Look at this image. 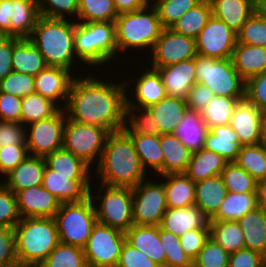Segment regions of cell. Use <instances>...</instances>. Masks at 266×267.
Returning a JSON list of instances; mask_svg holds the SVG:
<instances>
[{
  "instance_id": "6da1fadb",
  "label": "cell",
  "mask_w": 266,
  "mask_h": 267,
  "mask_svg": "<svg viewBox=\"0 0 266 267\" xmlns=\"http://www.w3.org/2000/svg\"><path fill=\"white\" fill-rule=\"evenodd\" d=\"M92 75L73 80L64 108L67 117L110 132L123 130L127 94L124 81L108 82Z\"/></svg>"
},
{
  "instance_id": "7a4b0ae2",
  "label": "cell",
  "mask_w": 266,
  "mask_h": 267,
  "mask_svg": "<svg viewBox=\"0 0 266 267\" xmlns=\"http://www.w3.org/2000/svg\"><path fill=\"white\" fill-rule=\"evenodd\" d=\"M95 172L107 186L133 188L147 179L133 141L124 130L109 134Z\"/></svg>"
},
{
  "instance_id": "3957f363",
  "label": "cell",
  "mask_w": 266,
  "mask_h": 267,
  "mask_svg": "<svg viewBox=\"0 0 266 267\" xmlns=\"http://www.w3.org/2000/svg\"><path fill=\"white\" fill-rule=\"evenodd\" d=\"M68 20L40 16L28 39L43 55L47 66L73 71L77 59L74 51L76 20Z\"/></svg>"
},
{
  "instance_id": "277c9868",
  "label": "cell",
  "mask_w": 266,
  "mask_h": 267,
  "mask_svg": "<svg viewBox=\"0 0 266 267\" xmlns=\"http://www.w3.org/2000/svg\"><path fill=\"white\" fill-rule=\"evenodd\" d=\"M14 233L19 267L39 266L60 242L54 218H21Z\"/></svg>"
},
{
  "instance_id": "5b68a950",
  "label": "cell",
  "mask_w": 266,
  "mask_h": 267,
  "mask_svg": "<svg viewBox=\"0 0 266 267\" xmlns=\"http://www.w3.org/2000/svg\"><path fill=\"white\" fill-rule=\"evenodd\" d=\"M74 51L77 60L88 67L111 64L118 57L115 23L76 21Z\"/></svg>"
},
{
  "instance_id": "8992f818",
  "label": "cell",
  "mask_w": 266,
  "mask_h": 267,
  "mask_svg": "<svg viewBox=\"0 0 266 267\" xmlns=\"http://www.w3.org/2000/svg\"><path fill=\"white\" fill-rule=\"evenodd\" d=\"M116 43L119 53L132 49L152 51L162 30L158 12L153 4L147 7L121 13L115 19Z\"/></svg>"
},
{
  "instance_id": "52a82bcc",
  "label": "cell",
  "mask_w": 266,
  "mask_h": 267,
  "mask_svg": "<svg viewBox=\"0 0 266 267\" xmlns=\"http://www.w3.org/2000/svg\"><path fill=\"white\" fill-rule=\"evenodd\" d=\"M54 220L61 243L84 248L97 223L94 201L89 195L79 202L61 203Z\"/></svg>"
},
{
  "instance_id": "ba28073f",
  "label": "cell",
  "mask_w": 266,
  "mask_h": 267,
  "mask_svg": "<svg viewBox=\"0 0 266 267\" xmlns=\"http://www.w3.org/2000/svg\"><path fill=\"white\" fill-rule=\"evenodd\" d=\"M196 80L215 96L245 98L246 81L234 68L231 58L196 56Z\"/></svg>"
},
{
  "instance_id": "9c48e42d",
  "label": "cell",
  "mask_w": 266,
  "mask_h": 267,
  "mask_svg": "<svg viewBox=\"0 0 266 267\" xmlns=\"http://www.w3.org/2000/svg\"><path fill=\"white\" fill-rule=\"evenodd\" d=\"M100 191H103V193ZM97 192L100 195L93 196L89 192L91 199L94 201L97 222L126 232L133 225L132 188L107 186L100 183ZM97 199L100 205L96 203Z\"/></svg>"
},
{
  "instance_id": "30bf717a",
  "label": "cell",
  "mask_w": 266,
  "mask_h": 267,
  "mask_svg": "<svg viewBox=\"0 0 266 267\" xmlns=\"http://www.w3.org/2000/svg\"><path fill=\"white\" fill-rule=\"evenodd\" d=\"M110 133L106 128L76 122L66 117L63 149L72 152L90 167L97 158L95 163L98 165Z\"/></svg>"
},
{
  "instance_id": "8fae6325",
  "label": "cell",
  "mask_w": 266,
  "mask_h": 267,
  "mask_svg": "<svg viewBox=\"0 0 266 267\" xmlns=\"http://www.w3.org/2000/svg\"><path fill=\"white\" fill-rule=\"evenodd\" d=\"M125 241V232L97 222L83 248L88 267H116Z\"/></svg>"
},
{
  "instance_id": "7c38bea8",
  "label": "cell",
  "mask_w": 266,
  "mask_h": 267,
  "mask_svg": "<svg viewBox=\"0 0 266 267\" xmlns=\"http://www.w3.org/2000/svg\"><path fill=\"white\" fill-rule=\"evenodd\" d=\"M154 181L145 179L132 188L135 225L159 226L168 208L163 182Z\"/></svg>"
},
{
  "instance_id": "4fadbf2b",
  "label": "cell",
  "mask_w": 266,
  "mask_h": 267,
  "mask_svg": "<svg viewBox=\"0 0 266 267\" xmlns=\"http://www.w3.org/2000/svg\"><path fill=\"white\" fill-rule=\"evenodd\" d=\"M66 117V111L61 109L48 119L39 120L26 126L25 138L29 155L45 157L63 148Z\"/></svg>"
},
{
  "instance_id": "5bb4252c",
  "label": "cell",
  "mask_w": 266,
  "mask_h": 267,
  "mask_svg": "<svg viewBox=\"0 0 266 267\" xmlns=\"http://www.w3.org/2000/svg\"><path fill=\"white\" fill-rule=\"evenodd\" d=\"M40 17L38 5L28 0H0V36L29 38Z\"/></svg>"
},
{
  "instance_id": "9a60e30c",
  "label": "cell",
  "mask_w": 266,
  "mask_h": 267,
  "mask_svg": "<svg viewBox=\"0 0 266 267\" xmlns=\"http://www.w3.org/2000/svg\"><path fill=\"white\" fill-rule=\"evenodd\" d=\"M197 55L225 59L231 58L237 44V33L213 15L195 38Z\"/></svg>"
},
{
  "instance_id": "2e32d148",
  "label": "cell",
  "mask_w": 266,
  "mask_h": 267,
  "mask_svg": "<svg viewBox=\"0 0 266 267\" xmlns=\"http://www.w3.org/2000/svg\"><path fill=\"white\" fill-rule=\"evenodd\" d=\"M151 68L168 66L197 56L195 38L164 28L150 52Z\"/></svg>"
},
{
  "instance_id": "e0dca14e",
  "label": "cell",
  "mask_w": 266,
  "mask_h": 267,
  "mask_svg": "<svg viewBox=\"0 0 266 267\" xmlns=\"http://www.w3.org/2000/svg\"><path fill=\"white\" fill-rule=\"evenodd\" d=\"M93 176H62L45 167L42 186L61 203L79 202L89 196ZM91 181V182H90Z\"/></svg>"
},
{
  "instance_id": "ac0fdd59",
  "label": "cell",
  "mask_w": 266,
  "mask_h": 267,
  "mask_svg": "<svg viewBox=\"0 0 266 267\" xmlns=\"http://www.w3.org/2000/svg\"><path fill=\"white\" fill-rule=\"evenodd\" d=\"M142 72L141 74H138L140 77H137L135 80H129V78L128 81L125 79L123 80L126 87V93L129 91V85L136 81V84L132 85L135 90L131 89L134 91L132 92L134 100L130 98L131 96H129V94H126V106L148 108L167 96L161 74L157 69L146 67ZM130 81H132V83H130Z\"/></svg>"
},
{
  "instance_id": "d6986e66",
  "label": "cell",
  "mask_w": 266,
  "mask_h": 267,
  "mask_svg": "<svg viewBox=\"0 0 266 267\" xmlns=\"http://www.w3.org/2000/svg\"><path fill=\"white\" fill-rule=\"evenodd\" d=\"M17 208L21 218H54L61 202L42 185L16 193Z\"/></svg>"
},
{
  "instance_id": "ffe728a7",
  "label": "cell",
  "mask_w": 266,
  "mask_h": 267,
  "mask_svg": "<svg viewBox=\"0 0 266 267\" xmlns=\"http://www.w3.org/2000/svg\"><path fill=\"white\" fill-rule=\"evenodd\" d=\"M74 76L71 70L46 66L34 77L35 92L57 104L63 102L62 109H64L68 101L71 84L75 79ZM59 99L61 100L59 101Z\"/></svg>"
},
{
  "instance_id": "44dd1931",
  "label": "cell",
  "mask_w": 266,
  "mask_h": 267,
  "mask_svg": "<svg viewBox=\"0 0 266 267\" xmlns=\"http://www.w3.org/2000/svg\"><path fill=\"white\" fill-rule=\"evenodd\" d=\"M168 96L186 100L189 90L197 82L196 58L157 68Z\"/></svg>"
},
{
  "instance_id": "7402d4cb",
  "label": "cell",
  "mask_w": 266,
  "mask_h": 267,
  "mask_svg": "<svg viewBox=\"0 0 266 267\" xmlns=\"http://www.w3.org/2000/svg\"><path fill=\"white\" fill-rule=\"evenodd\" d=\"M210 218L196 205L184 208H167L160 227L177 237L192 229L209 228Z\"/></svg>"
},
{
  "instance_id": "603a6c76",
  "label": "cell",
  "mask_w": 266,
  "mask_h": 267,
  "mask_svg": "<svg viewBox=\"0 0 266 267\" xmlns=\"http://www.w3.org/2000/svg\"><path fill=\"white\" fill-rule=\"evenodd\" d=\"M261 112L246 99L235 106L230 125L243 146L260 143Z\"/></svg>"
},
{
  "instance_id": "cb8c5ba5",
  "label": "cell",
  "mask_w": 266,
  "mask_h": 267,
  "mask_svg": "<svg viewBox=\"0 0 266 267\" xmlns=\"http://www.w3.org/2000/svg\"><path fill=\"white\" fill-rule=\"evenodd\" d=\"M45 167L44 157L28 155L15 169L5 175L6 180L1 183L15 194L42 185Z\"/></svg>"
},
{
  "instance_id": "d4e9b609",
  "label": "cell",
  "mask_w": 266,
  "mask_h": 267,
  "mask_svg": "<svg viewBox=\"0 0 266 267\" xmlns=\"http://www.w3.org/2000/svg\"><path fill=\"white\" fill-rule=\"evenodd\" d=\"M126 241L160 267H165V252L160 241V226L133 224L126 232Z\"/></svg>"
},
{
  "instance_id": "484cf974",
  "label": "cell",
  "mask_w": 266,
  "mask_h": 267,
  "mask_svg": "<svg viewBox=\"0 0 266 267\" xmlns=\"http://www.w3.org/2000/svg\"><path fill=\"white\" fill-rule=\"evenodd\" d=\"M231 59L245 81L266 71V47L237 43Z\"/></svg>"
},
{
  "instance_id": "4316f807",
  "label": "cell",
  "mask_w": 266,
  "mask_h": 267,
  "mask_svg": "<svg viewBox=\"0 0 266 267\" xmlns=\"http://www.w3.org/2000/svg\"><path fill=\"white\" fill-rule=\"evenodd\" d=\"M212 15L238 33L254 13L253 0H210Z\"/></svg>"
},
{
  "instance_id": "83f0119b",
  "label": "cell",
  "mask_w": 266,
  "mask_h": 267,
  "mask_svg": "<svg viewBox=\"0 0 266 267\" xmlns=\"http://www.w3.org/2000/svg\"><path fill=\"white\" fill-rule=\"evenodd\" d=\"M208 131L201 112L188 109L173 134L194 153L204 148Z\"/></svg>"
},
{
  "instance_id": "f1b7e54d",
  "label": "cell",
  "mask_w": 266,
  "mask_h": 267,
  "mask_svg": "<svg viewBox=\"0 0 266 267\" xmlns=\"http://www.w3.org/2000/svg\"><path fill=\"white\" fill-rule=\"evenodd\" d=\"M227 194L221 175L195 182V205L212 218Z\"/></svg>"
},
{
  "instance_id": "f546056e",
  "label": "cell",
  "mask_w": 266,
  "mask_h": 267,
  "mask_svg": "<svg viewBox=\"0 0 266 267\" xmlns=\"http://www.w3.org/2000/svg\"><path fill=\"white\" fill-rule=\"evenodd\" d=\"M46 66L43 55L28 38L13 37V71L35 77Z\"/></svg>"
},
{
  "instance_id": "4dcf8cb0",
  "label": "cell",
  "mask_w": 266,
  "mask_h": 267,
  "mask_svg": "<svg viewBox=\"0 0 266 267\" xmlns=\"http://www.w3.org/2000/svg\"><path fill=\"white\" fill-rule=\"evenodd\" d=\"M158 177L164 184L168 208H184L195 205V182L185 173L166 174Z\"/></svg>"
},
{
  "instance_id": "1f68e13d",
  "label": "cell",
  "mask_w": 266,
  "mask_h": 267,
  "mask_svg": "<svg viewBox=\"0 0 266 267\" xmlns=\"http://www.w3.org/2000/svg\"><path fill=\"white\" fill-rule=\"evenodd\" d=\"M242 146L237 133L229 124L211 128L206 134L204 148L221 155L230 163L236 161Z\"/></svg>"
},
{
  "instance_id": "d6a6232c",
  "label": "cell",
  "mask_w": 266,
  "mask_h": 267,
  "mask_svg": "<svg viewBox=\"0 0 266 267\" xmlns=\"http://www.w3.org/2000/svg\"><path fill=\"white\" fill-rule=\"evenodd\" d=\"M160 146L164 156L163 175L185 173L192 152L173 134H161Z\"/></svg>"
},
{
  "instance_id": "836d02e7",
  "label": "cell",
  "mask_w": 266,
  "mask_h": 267,
  "mask_svg": "<svg viewBox=\"0 0 266 267\" xmlns=\"http://www.w3.org/2000/svg\"><path fill=\"white\" fill-rule=\"evenodd\" d=\"M243 232L245 248L266 256V213L256 207L238 220Z\"/></svg>"
},
{
  "instance_id": "e575fe53",
  "label": "cell",
  "mask_w": 266,
  "mask_h": 267,
  "mask_svg": "<svg viewBox=\"0 0 266 267\" xmlns=\"http://www.w3.org/2000/svg\"><path fill=\"white\" fill-rule=\"evenodd\" d=\"M162 134L173 133L188 110L186 101L173 96H166L161 101L148 107Z\"/></svg>"
},
{
  "instance_id": "d590c367",
  "label": "cell",
  "mask_w": 266,
  "mask_h": 267,
  "mask_svg": "<svg viewBox=\"0 0 266 267\" xmlns=\"http://www.w3.org/2000/svg\"><path fill=\"white\" fill-rule=\"evenodd\" d=\"M227 163L221 155L203 148L192 153L185 174L197 182L221 175Z\"/></svg>"
},
{
  "instance_id": "8d00e7d4",
  "label": "cell",
  "mask_w": 266,
  "mask_h": 267,
  "mask_svg": "<svg viewBox=\"0 0 266 267\" xmlns=\"http://www.w3.org/2000/svg\"><path fill=\"white\" fill-rule=\"evenodd\" d=\"M134 144L142 167L145 171L150 168L157 173L158 176L163 175L164 156L160 146V136L143 135V134H128Z\"/></svg>"
},
{
  "instance_id": "74e56055",
  "label": "cell",
  "mask_w": 266,
  "mask_h": 267,
  "mask_svg": "<svg viewBox=\"0 0 266 267\" xmlns=\"http://www.w3.org/2000/svg\"><path fill=\"white\" fill-rule=\"evenodd\" d=\"M257 207V192H227L218 212L210 221H238Z\"/></svg>"
},
{
  "instance_id": "f35d334b",
  "label": "cell",
  "mask_w": 266,
  "mask_h": 267,
  "mask_svg": "<svg viewBox=\"0 0 266 267\" xmlns=\"http://www.w3.org/2000/svg\"><path fill=\"white\" fill-rule=\"evenodd\" d=\"M39 93H32L21 100L20 123L24 126L56 115L62 107Z\"/></svg>"
},
{
  "instance_id": "ab89813d",
  "label": "cell",
  "mask_w": 266,
  "mask_h": 267,
  "mask_svg": "<svg viewBox=\"0 0 266 267\" xmlns=\"http://www.w3.org/2000/svg\"><path fill=\"white\" fill-rule=\"evenodd\" d=\"M211 16L210 0H202L183 14L170 29L177 34L196 38Z\"/></svg>"
},
{
  "instance_id": "60d3db41",
  "label": "cell",
  "mask_w": 266,
  "mask_h": 267,
  "mask_svg": "<svg viewBox=\"0 0 266 267\" xmlns=\"http://www.w3.org/2000/svg\"><path fill=\"white\" fill-rule=\"evenodd\" d=\"M46 166L57 175L62 176H91L92 169L72 152L63 148L44 157ZM91 171V172H90Z\"/></svg>"
},
{
  "instance_id": "b9f144b4",
  "label": "cell",
  "mask_w": 266,
  "mask_h": 267,
  "mask_svg": "<svg viewBox=\"0 0 266 267\" xmlns=\"http://www.w3.org/2000/svg\"><path fill=\"white\" fill-rule=\"evenodd\" d=\"M209 237L229 254L245 248L243 232L238 221H210Z\"/></svg>"
},
{
  "instance_id": "7bdbcfd3",
  "label": "cell",
  "mask_w": 266,
  "mask_h": 267,
  "mask_svg": "<svg viewBox=\"0 0 266 267\" xmlns=\"http://www.w3.org/2000/svg\"><path fill=\"white\" fill-rule=\"evenodd\" d=\"M245 98H233L226 96H215L209 104L201 111L203 120L208 129L213 127L229 125L239 101Z\"/></svg>"
},
{
  "instance_id": "ee69618b",
  "label": "cell",
  "mask_w": 266,
  "mask_h": 267,
  "mask_svg": "<svg viewBox=\"0 0 266 267\" xmlns=\"http://www.w3.org/2000/svg\"><path fill=\"white\" fill-rule=\"evenodd\" d=\"M123 130L127 134H143L157 136H160L162 134L158 123L156 122L154 116L148 108L133 106H126L125 123Z\"/></svg>"
},
{
  "instance_id": "f6af8a7d",
  "label": "cell",
  "mask_w": 266,
  "mask_h": 267,
  "mask_svg": "<svg viewBox=\"0 0 266 267\" xmlns=\"http://www.w3.org/2000/svg\"><path fill=\"white\" fill-rule=\"evenodd\" d=\"M235 162L256 181L266 178V147L263 144L242 146Z\"/></svg>"
},
{
  "instance_id": "bcb514c9",
  "label": "cell",
  "mask_w": 266,
  "mask_h": 267,
  "mask_svg": "<svg viewBox=\"0 0 266 267\" xmlns=\"http://www.w3.org/2000/svg\"><path fill=\"white\" fill-rule=\"evenodd\" d=\"M114 0H80L77 22H115L118 17Z\"/></svg>"
},
{
  "instance_id": "7dc6e473",
  "label": "cell",
  "mask_w": 266,
  "mask_h": 267,
  "mask_svg": "<svg viewBox=\"0 0 266 267\" xmlns=\"http://www.w3.org/2000/svg\"><path fill=\"white\" fill-rule=\"evenodd\" d=\"M37 267H88L84 249L59 242Z\"/></svg>"
},
{
  "instance_id": "c3c4849f",
  "label": "cell",
  "mask_w": 266,
  "mask_h": 267,
  "mask_svg": "<svg viewBox=\"0 0 266 267\" xmlns=\"http://www.w3.org/2000/svg\"><path fill=\"white\" fill-rule=\"evenodd\" d=\"M227 192L246 193L257 192V182L236 162L226 164L221 173Z\"/></svg>"
},
{
  "instance_id": "681fc988",
  "label": "cell",
  "mask_w": 266,
  "mask_h": 267,
  "mask_svg": "<svg viewBox=\"0 0 266 267\" xmlns=\"http://www.w3.org/2000/svg\"><path fill=\"white\" fill-rule=\"evenodd\" d=\"M202 0H156L154 7L158 12L163 28H171L172 25L189 9L194 8Z\"/></svg>"
},
{
  "instance_id": "f907efd6",
  "label": "cell",
  "mask_w": 266,
  "mask_h": 267,
  "mask_svg": "<svg viewBox=\"0 0 266 267\" xmlns=\"http://www.w3.org/2000/svg\"><path fill=\"white\" fill-rule=\"evenodd\" d=\"M160 241L165 252V267H193V261L180 246L179 237L160 227Z\"/></svg>"
},
{
  "instance_id": "816d5d0a",
  "label": "cell",
  "mask_w": 266,
  "mask_h": 267,
  "mask_svg": "<svg viewBox=\"0 0 266 267\" xmlns=\"http://www.w3.org/2000/svg\"><path fill=\"white\" fill-rule=\"evenodd\" d=\"M229 253L210 237L193 261V267H228Z\"/></svg>"
},
{
  "instance_id": "f5cc1de1",
  "label": "cell",
  "mask_w": 266,
  "mask_h": 267,
  "mask_svg": "<svg viewBox=\"0 0 266 267\" xmlns=\"http://www.w3.org/2000/svg\"><path fill=\"white\" fill-rule=\"evenodd\" d=\"M237 43L266 47V19L253 13L237 33Z\"/></svg>"
},
{
  "instance_id": "db71d44e",
  "label": "cell",
  "mask_w": 266,
  "mask_h": 267,
  "mask_svg": "<svg viewBox=\"0 0 266 267\" xmlns=\"http://www.w3.org/2000/svg\"><path fill=\"white\" fill-rule=\"evenodd\" d=\"M0 92L20 98L35 93L34 76L12 71L0 81Z\"/></svg>"
},
{
  "instance_id": "11a10c76",
  "label": "cell",
  "mask_w": 266,
  "mask_h": 267,
  "mask_svg": "<svg viewBox=\"0 0 266 267\" xmlns=\"http://www.w3.org/2000/svg\"><path fill=\"white\" fill-rule=\"evenodd\" d=\"M80 0H41L38 8L40 16L68 19L76 17ZM67 16V17H66Z\"/></svg>"
},
{
  "instance_id": "9f6ffc18",
  "label": "cell",
  "mask_w": 266,
  "mask_h": 267,
  "mask_svg": "<svg viewBox=\"0 0 266 267\" xmlns=\"http://www.w3.org/2000/svg\"><path fill=\"white\" fill-rule=\"evenodd\" d=\"M20 219L16 194L0 181V227L14 228Z\"/></svg>"
},
{
  "instance_id": "6f0895ef",
  "label": "cell",
  "mask_w": 266,
  "mask_h": 267,
  "mask_svg": "<svg viewBox=\"0 0 266 267\" xmlns=\"http://www.w3.org/2000/svg\"><path fill=\"white\" fill-rule=\"evenodd\" d=\"M209 238V228L192 229L179 237L184 253L194 261Z\"/></svg>"
},
{
  "instance_id": "680465c9",
  "label": "cell",
  "mask_w": 266,
  "mask_h": 267,
  "mask_svg": "<svg viewBox=\"0 0 266 267\" xmlns=\"http://www.w3.org/2000/svg\"><path fill=\"white\" fill-rule=\"evenodd\" d=\"M0 267H19L14 228L0 227Z\"/></svg>"
},
{
  "instance_id": "91938a15",
  "label": "cell",
  "mask_w": 266,
  "mask_h": 267,
  "mask_svg": "<svg viewBox=\"0 0 266 267\" xmlns=\"http://www.w3.org/2000/svg\"><path fill=\"white\" fill-rule=\"evenodd\" d=\"M245 99L259 110H266V71L246 81Z\"/></svg>"
},
{
  "instance_id": "94428289",
  "label": "cell",
  "mask_w": 266,
  "mask_h": 267,
  "mask_svg": "<svg viewBox=\"0 0 266 267\" xmlns=\"http://www.w3.org/2000/svg\"><path fill=\"white\" fill-rule=\"evenodd\" d=\"M28 155L26 145L2 146L0 151V173L5 176L15 169Z\"/></svg>"
},
{
  "instance_id": "6125c7cd",
  "label": "cell",
  "mask_w": 266,
  "mask_h": 267,
  "mask_svg": "<svg viewBox=\"0 0 266 267\" xmlns=\"http://www.w3.org/2000/svg\"><path fill=\"white\" fill-rule=\"evenodd\" d=\"M116 267H160L140 250L125 241Z\"/></svg>"
},
{
  "instance_id": "be15d7a7",
  "label": "cell",
  "mask_w": 266,
  "mask_h": 267,
  "mask_svg": "<svg viewBox=\"0 0 266 267\" xmlns=\"http://www.w3.org/2000/svg\"><path fill=\"white\" fill-rule=\"evenodd\" d=\"M25 129L21 123L0 121V145H26Z\"/></svg>"
},
{
  "instance_id": "e7e4bbea",
  "label": "cell",
  "mask_w": 266,
  "mask_h": 267,
  "mask_svg": "<svg viewBox=\"0 0 266 267\" xmlns=\"http://www.w3.org/2000/svg\"><path fill=\"white\" fill-rule=\"evenodd\" d=\"M228 267H266L265 256L248 248L229 255Z\"/></svg>"
},
{
  "instance_id": "03108f58",
  "label": "cell",
  "mask_w": 266,
  "mask_h": 267,
  "mask_svg": "<svg viewBox=\"0 0 266 267\" xmlns=\"http://www.w3.org/2000/svg\"><path fill=\"white\" fill-rule=\"evenodd\" d=\"M214 97L210 88L196 82L189 90L185 101L189 110L201 112Z\"/></svg>"
},
{
  "instance_id": "003e7915",
  "label": "cell",
  "mask_w": 266,
  "mask_h": 267,
  "mask_svg": "<svg viewBox=\"0 0 266 267\" xmlns=\"http://www.w3.org/2000/svg\"><path fill=\"white\" fill-rule=\"evenodd\" d=\"M22 98L0 92V121L20 123Z\"/></svg>"
},
{
  "instance_id": "a7ac6f4b",
  "label": "cell",
  "mask_w": 266,
  "mask_h": 267,
  "mask_svg": "<svg viewBox=\"0 0 266 267\" xmlns=\"http://www.w3.org/2000/svg\"><path fill=\"white\" fill-rule=\"evenodd\" d=\"M12 52L13 37L0 36V81L13 71Z\"/></svg>"
},
{
  "instance_id": "89a4df30",
  "label": "cell",
  "mask_w": 266,
  "mask_h": 267,
  "mask_svg": "<svg viewBox=\"0 0 266 267\" xmlns=\"http://www.w3.org/2000/svg\"><path fill=\"white\" fill-rule=\"evenodd\" d=\"M148 0H114V5L118 14L132 12L149 6Z\"/></svg>"
},
{
  "instance_id": "2644e50d",
  "label": "cell",
  "mask_w": 266,
  "mask_h": 267,
  "mask_svg": "<svg viewBox=\"0 0 266 267\" xmlns=\"http://www.w3.org/2000/svg\"><path fill=\"white\" fill-rule=\"evenodd\" d=\"M257 207L266 213V178L257 182Z\"/></svg>"
},
{
  "instance_id": "8c879c8a",
  "label": "cell",
  "mask_w": 266,
  "mask_h": 267,
  "mask_svg": "<svg viewBox=\"0 0 266 267\" xmlns=\"http://www.w3.org/2000/svg\"><path fill=\"white\" fill-rule=\"evenodd\" d=\"M254 14L266 19V0H253Z\"/></svg>"
},
{
  "instance_id": "753ad0ef",
  "label": "cell",
  "mask_w": 266,
  "mask_h": 267,
  "mask_svg": "<svg viewBox=\"0 0 266 267\" xmlns=\"http://www.w3.org/2000/svg\"><path fill=\"white\" fill-rule=\"evenodd\" d=\"M260 143L266 147V110L261 112Z\"/></svg>"
},
{
  "instance_id": "34e18365",
  "label": "cell",
  "mask_w": 266,
  "mask_h": 267,
  "mask_svg": "<svg viewBox=\"0 0 266 267\" xmlns=\"http://www.w3.org/2000/svg\"><path fill=\"white\" fill-rule=\"evenodd\" d=\"M30 2H33L34 4L38 5L40 4L41 0H28Z\"/></svg>"
}]
</instances>
